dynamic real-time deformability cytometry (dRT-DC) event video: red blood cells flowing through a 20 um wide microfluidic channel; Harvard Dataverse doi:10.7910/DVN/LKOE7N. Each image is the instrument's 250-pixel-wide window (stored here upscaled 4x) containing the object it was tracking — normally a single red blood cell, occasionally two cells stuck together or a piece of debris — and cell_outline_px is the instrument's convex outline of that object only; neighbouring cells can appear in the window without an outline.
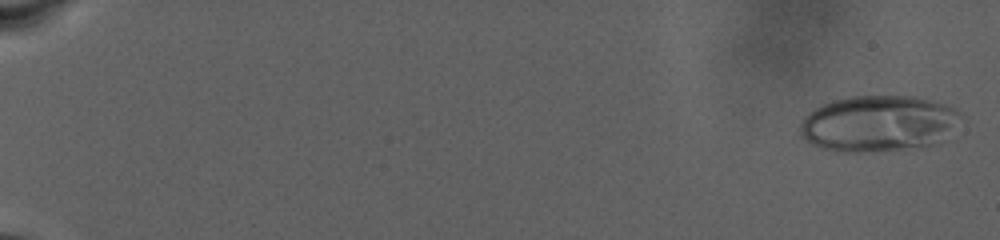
{"species": "human", "species_latin": "Homo sapiens", "temperature_condition": "warm", "stored_images_in_passage": 88, "camera_frame_rate_fps": 3000, "um_per_image_px": 0.085, "donor": {"sex": "male"}, "frame": {"image": 1, "passage_image": 2, "time_ms": 0.333, "image_size_px": [1000, 240], "cell_outline_px": [[956, 116], [932, 144], [860, 152], [832, 152], [820, 148], [812, 144], [800, 136], [800, 124], [804, 116], [816, 108], [832, 100], [848, 96], [912, 96], [944, 104], [956, 108]], "centroid_in_image_um": [74.42, 10.48], "position_along_channel_um": 10.6, "area_um2": 50.63}}
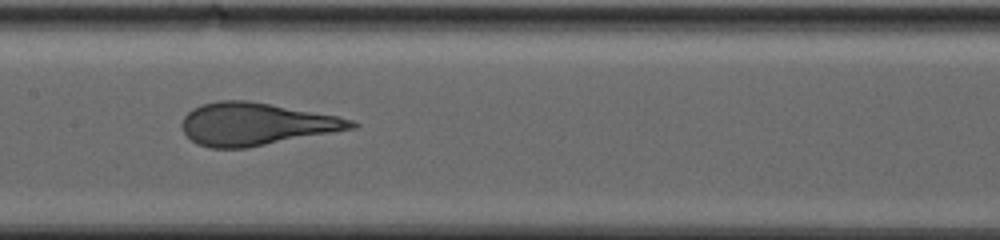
{"frame": {"image": 2, "passage_image": 49, "time_ms": 16.0, "image_size_px": [1000, 240], "cell_outline_px": [[360, 124], [356, 128], [248, 148], [212, 148], [196, 144], [184, 132], [180, 124], [184, 116], [192, 108], [200, 104], [220, 100], [248, 100], [336, 116], [352, 120]], "centroid_in_image_um": [21.72, 10.55], "position_along_channel_um": 185.7, "area_um2": 41.96}}
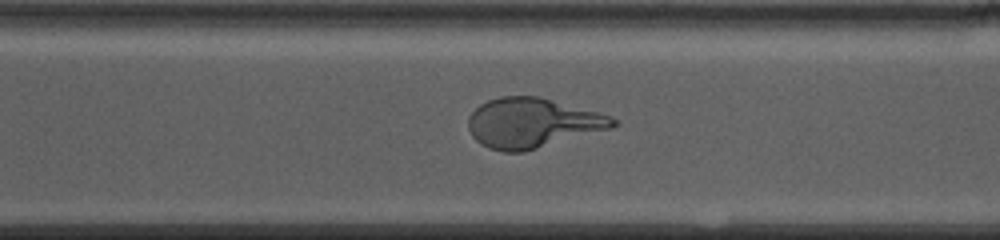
{"frame": {"image": 3, "passage_image": 66, "time_ms": 21.667, "image_size_px": [1000, 240], "cell_outline_px": [[620, 124], [608, 128], [524, 152], [504, 152], [488, 148], [480, 144], [472, 136], [468, 128], [468, 116], [480, 104], [488, 100], [500, 96], [536, 96], [596, 112], [608, 116], [616, 120]], "centroid_in_image_um": [45.16, 10.46], "position_along_channel_um": 325.4, "area_um2": 41.33}, "authors_computed_cell_mechanics": {"area_um2": 43.8413, "velocity_mm_per_s": 2.4699, "shape_relaxation_time_tau1_ms": 9.596, "shape_relaxation_time_tau2_ms": null, "deformation_change_tau1": 0.2879, "deformation_change_tau2": null}}